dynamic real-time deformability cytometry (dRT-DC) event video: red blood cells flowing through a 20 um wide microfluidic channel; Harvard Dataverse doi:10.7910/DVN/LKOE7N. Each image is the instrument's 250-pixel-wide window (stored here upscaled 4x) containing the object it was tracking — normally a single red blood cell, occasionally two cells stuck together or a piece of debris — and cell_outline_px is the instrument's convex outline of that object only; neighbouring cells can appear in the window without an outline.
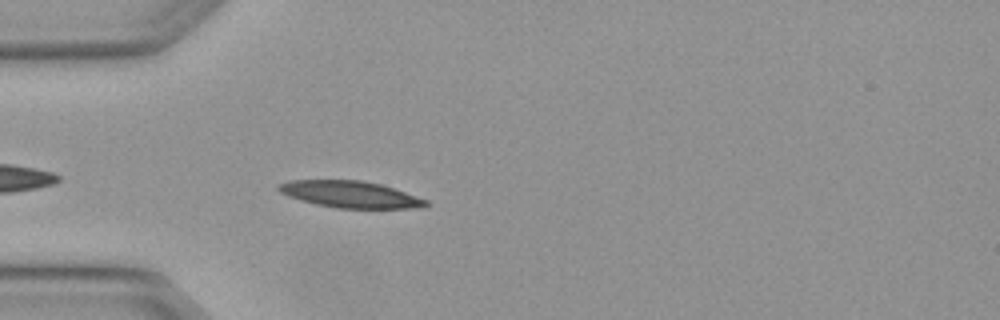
{"species": "Egyptian fruit bat (a non-hibernating species)", "species_latin": "Rousettus aegyptiacus", "temperature_condition": "warm", "stored_images_in_passage": 5, "camera_frame_rate_fps": 3000, "um_per_image_px": 0.085, "animal": {"sex": "female"}, "frame": {"image": 1, "passage_image": 5, "time_ms": 1.333, "image_size_px": [1000, 320], "cell_outline_px": [[428, 204], [420, 208], [336, 208], [316, 204], [300, 200], [288, 196], [280, 192], [276, 188], [280, 184], [292, 180], [360, 180], [380, 184], [428, 200]], "centroid_in_image_um": [29.75, 16.52], "position_along_channel_um": 55.2, "area_um2": 22.66}}